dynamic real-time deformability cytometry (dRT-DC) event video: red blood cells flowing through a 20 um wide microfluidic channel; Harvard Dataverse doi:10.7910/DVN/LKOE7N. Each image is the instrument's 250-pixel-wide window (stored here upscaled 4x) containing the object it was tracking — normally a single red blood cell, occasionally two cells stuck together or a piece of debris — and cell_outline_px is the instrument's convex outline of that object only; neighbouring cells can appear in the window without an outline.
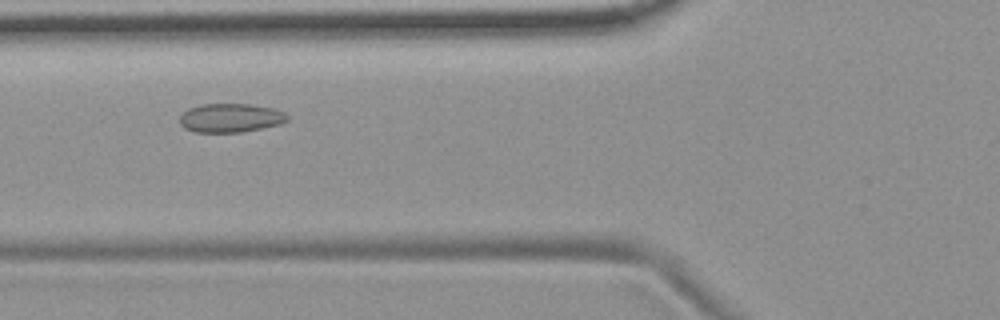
{"species": "common noctule bat (a hibernating species)", "species_latin": "Nyctalus noctula", "temperature_condition": "room temperature", "stored_images_in_passage": 47, "camera_frame_rate_fps": 3000, "um_per_image_px": 0.085, "animal": {"sex": "female", "body_mass_g": 19.9}, "frame": {"image": 1, "passage_image": 14, "time_ms": 4.333, "image_size_px": [1000, 320], "cell_outline_px": [[288, 120], [280, 124], [244, 132], [196, 132], [184, 128], [180, 124], [180, 116], [188, 108], [200, 104], [252, 104], [276, 108], [284, 112], [288, 116]], "centroid_in_image_um": [19.61, 10.01], "position_along_channel_um": 106.2, "area_um2": 18.26}}
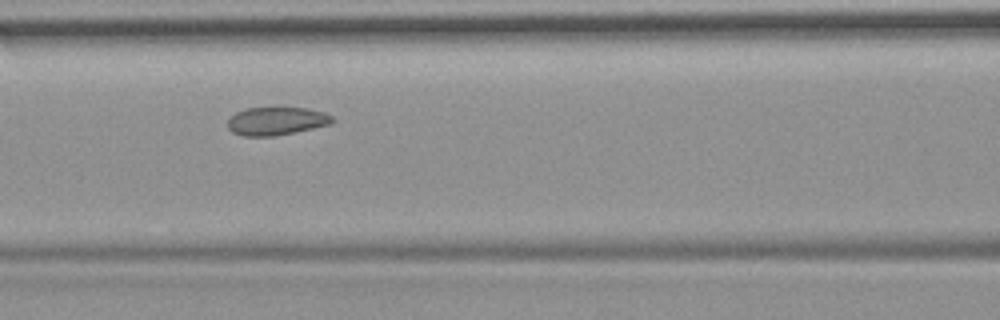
{"frame": {"image": 2, "passage_image": 17, "time_ms": 5.333, "image_size_px": [1000, 320], "cell_outline_px": [[336, 120], [332, 124], [272, 136], [244, 136], [232, 132], [228, 128], [228, 120], [236, 112], [248, 108], [308, 108], [324, 112], [332, 116]], "centroid_in_image_um": [23.51, 10.29], "position_along_channel_um": 143.1, "area_um2": 16.99}}
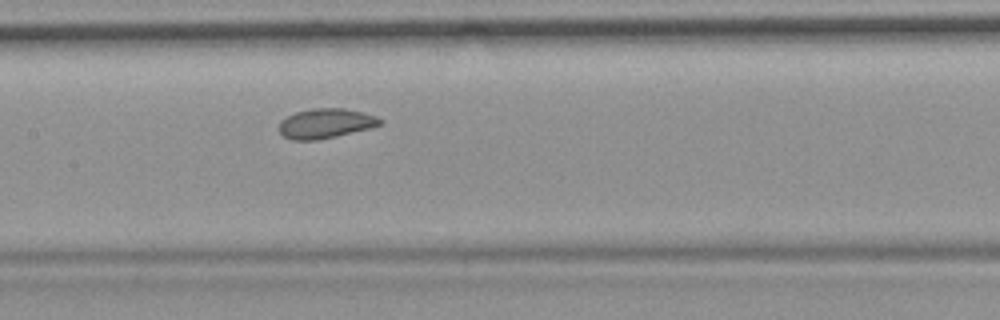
{"frame": {"image": 3, "passage_image": 20, "time_ms": 6.333, "image_size_px": [1000, 320], "cell_outline_px": [[384, 120], [380, 124], [372, 128], [336, 136], [316, 140], [292, 140], [284, 136], [280, 132], [280, 120], [296, 112], [312, 108], [344, 108], [364, 112], [376, 116]], "centroid_in_image_um": [27.71, 10.48], "position_along_channel_um": 179.7, "area_um2": 17.51}}